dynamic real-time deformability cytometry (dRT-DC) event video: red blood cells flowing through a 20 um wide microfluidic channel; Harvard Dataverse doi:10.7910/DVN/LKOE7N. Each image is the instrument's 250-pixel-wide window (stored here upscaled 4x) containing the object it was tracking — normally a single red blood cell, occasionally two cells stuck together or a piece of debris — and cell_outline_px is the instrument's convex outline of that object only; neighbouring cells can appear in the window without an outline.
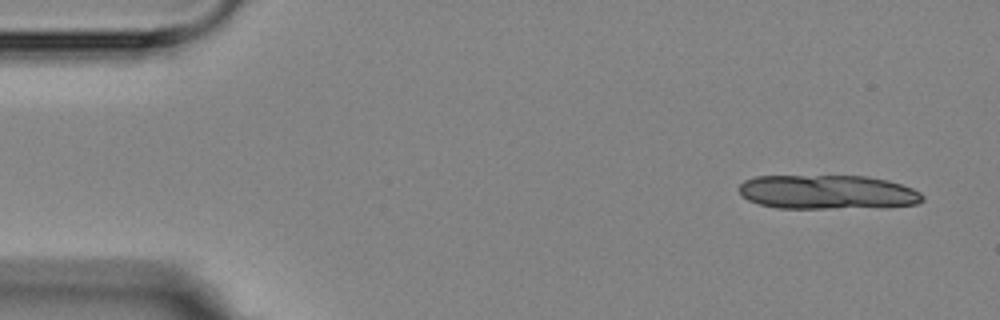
{"species": "Egyptian fruit bat (a non-hibernating species)", "species_latin": "Rousettus aegyptiacus", "temperature_condition": "room temperature", "stored_images_in_passage": 9, "segment_of_instrument_passage": [1, 2], "camera_frame_rate_fps": 3000, "um_per_image_px": 0.085, "animal": {"sex": "female"}, "frame": {"image": 1, "passage_image": 1, "time_ms": 0.0, "image_size_px": [1000, 320], "cell_outline_px": [[924, 200], [916, 204], [884, 208], [776, 208], [760, 204], [748, 200], [740, 192], [740, 184], [744, 180], [756, 176], [868, 176], [888, 180], [912, 188], [920, 192], [924, 196]], "centroid_in_image_um": [70.39, 16.34], "position_along_channel_um": 14.6, "area_um2": 36.93}}